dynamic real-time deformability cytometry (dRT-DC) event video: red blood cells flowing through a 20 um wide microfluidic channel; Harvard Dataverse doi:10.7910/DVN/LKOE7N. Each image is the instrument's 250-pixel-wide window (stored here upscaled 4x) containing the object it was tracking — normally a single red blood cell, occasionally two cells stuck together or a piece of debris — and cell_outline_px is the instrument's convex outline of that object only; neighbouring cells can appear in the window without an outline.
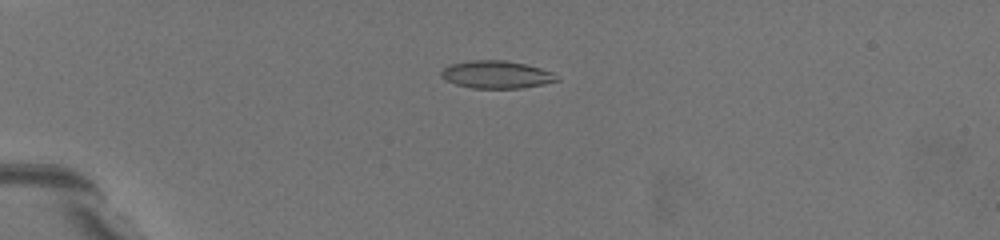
{"species": "common noctule bat (a hibernating species)", "species_latin": "Nyctalus noctula", "temperature_condition": "warm", "stored_images_in_passage": 3, "camera_frame_rate_fps": 3000, "um_per_image_px": 0.085, "animal": {"sex": "female", "body_mass_g": 19.5, "forearm_length_mm": 54.1}, "frame": {"image": 1, "passage_image": 1, "time_ms": 0.0, "image_size_px": [1000, 240], "cell_outline_px": [[192, 216], [168, 208], [120, 168], [116, 164], [104, 144], [104, 140], [124, 140], [140, 156]], "centroid_in_image_um": [12.1, 14.76], "position_along_channel_um": 72.9, "area_um2": 12.89}}